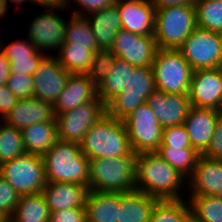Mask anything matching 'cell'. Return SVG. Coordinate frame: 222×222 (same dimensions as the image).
I'll list each match as a JSON object with an SVG mask.
<instances>
[{"label":"cell","instance_id":"6da1fadb","mask_svg":"<svg viewBox=\"0 0 222 222\" xmlns=\"http://www.w3.org/2000/svg\"><path fill=\"white\" fill-rule=\"evenodd\" d=\"M184 184L187 179L156 152L136 155L135 190L158 200H180L186 199Z\"/></svg>","mask_w":222,"mask_h":222},{"label":"cell","instance_id":"7a4b0ae2","mask_svg":"<svg viewBox=\"0 0 222 222\" xmlns=\"http://www.w3.org/2000/svg\"><path fill=\"white\" fill-rule=\"evenodd\" d=\"M80 146L89 160L130 156L133 153L123 120L107 114L93 124Z\"/></svg>","mask_w":222,"mask_h":222},{"label":"cell","instance_id":"3957f363","mask_svg":"<svg viewBox=\"0 0 222 222\" xmlns=\"http://www.w3.org/2000/svg\"><path fill=\"white\" fill-rule=\"evenodd\" d=\"M46 182H68L89 186V159L75 142L57 143L43 156Z\"/></svg>","mask_w":222,"mask_h":222},{"label":"cell","instance_id":"277c9868","mask_svg":"<svg viewBox=\"0 0 222 222\" xmlns=\"http://www.w3.org/2000/svg\"><path fill=\"white\" fill-rule=\"evenodd\" d=\"M136 155L90 159L88 189L119 193L135 190Z\"/></svg>","mask_w":222,"mask_h":222},{"label":"cell","instance_id":"5b68a950","mask_svg":"<svg viewBox=\"0 0 222 222\" xmlns=\"http://www.w3.org/2000/svg\"><path fill=\"white\" fill-rule=\"evenodd\" d=\"M196 28L195 6L156 9L154 38L160 49L178 50Z\"/></svg>","mask_w":222,"mask_h":222},{"label":"cell","instance_id":"8992f818","mask_svg":"<svg viewBox=\"0 0 222 222\" xmlns=\"http://www.w3.org/2000/svg\"><path fill=\"white\" fill-rule=\"evenodd\" d=\"M152 69L156 90L188 95L194 70L179 50L158 48Z\"/></svg>","mask_w":222,"mask_h":222},{"label":"cell","instance_id":"52a82bcc","mask_svg":"<svg viewBox=\"0 0 222 222\" xmlns=\"http://www.w3.org/2000/svg\"><path fill=\"white\" fill-rule=\"evenodd\" d=\"M156 90L152 66L129 68L127 87L106 105V114L123 120L131 112L145 103L147 97Z\"/></svg>","mask_w":222,"mask_h":222},{"label":"cell","instance_id":"ba28073f","mask_svg":"<svg viewBox=\"0 0 222 222\" xmlns=\"http://www.w3.org/2000/svg\"><path fill=\"white\" fill-rule=\"evenodd\" d=\"M0 176L20 195L42 192L46 185L43 158L25 153L0 164Z\"/></svg>","mask_w":222,"mask_h":222},{"label":"cell","instance_id":"9c48e42d","mask_svg":"<svg viewBox=\"0 0 222 222\" xmlns=\"http://www.w3.org/2000/svg\"><path fill=\"white\" fill-rule=\"evenodd\" d=\"M133 153L156 152L163 128L156 114L145 102L123 119Z\"/></svg>","mask_w":222,"mask_h":222},{"label":"cell","instance_id":"30bf717a","mask_svg":"<svg viewBox=\"0 0 222 222\" xmlns=\"http://www.w3.org/2000/svg\"><path fill=\"white\" fill-rule=\"evenodd\" d=\"M194 71L218 68L222 46L218 32L196 28L178 49Z\"/></svg>","mask_w":222,"mask_h":222},{"label":"cell","instance_id":"8fae6325","mask_svg":"<svg viewBox=\"0 0 222 222\" xmlns=\"http://www.w3.org/2000/svg\"><path fill=\"white\" fill-rule=\"evenodd\" d=\"M106 114L105 104L97 97L56 116L58 140L81 143L88 130Z\"/></svg>","mask_w":222,"mask_h":222},{"label":"cell","instance_id":"7c38bea8","mask_svg":"<svg viewBox=\"0 0 222 222\" xmlns=\"http://www.w3.org/2000/svg\"><path fill=\"white\" fill-rule=\"evenodd\" d=\"M45 12L38 14L31 24H28V40L38 51H59L65 41V27L67 21L63 19L58 8L47 7ZM57 9V10H56Z\"/></svg>","mask_w":222,"mask_h":222},{"label":"cell","instance_id":"4fadbf2b","mask_svg":"<svg viewBox=\"0 0 222 222\" xmlns=\"http://www.w3.org/2000/svg\"><path fill=\"white\" fill-rule=\"evenodd\" d=\"M110 50L135 67H148L152 66L158 47L154 35H138L120 29Z\"/></svg>","mask_w":222,"mask_h":222},{"label":"cell","instance_id":"5bb4252c","mask_svg":"<svg viewBox=\"0 0 222 222\" xmlns=\"http://www.w3.org/2000/svg\"><path fill=\"white\" fill-rule=\"evenodd\" d=\"M188 97L193 107L222 111V82L218 68L193 71Z\"/></svg>","mask_w":222,"mask_h":222},{"label":"cell","instance_id":"9a60e30c","mask_svg":"<svg viewBox=\"0 0 222 222\" xmlns=\"http://www.w3.org/2000/svg\"><path fill=\"white\" fill-rule=\"evenodd\" d=\"M70 73L50 53L42 60L33 74V97L54 104L62 92Z\"/></svg>","mask_w":222,"mask_h":222},{"label":"cell","instance_id":"2e32d148","mask_svg":"<svg viewBox=\"0 0 222 222\" xmlns=\"http://www.w3.org/2000/svg\"><path fill=\"white\" fill-rule=\"evenodd\" d=\"M146 103L156 114L163 129L184 124L191 107L188 95L167 94L159 90H154L147 97Z\"/></svg>","mask_w":222,"mask_h":222},{"label":"cell","instance_id":"e0dca14e","mask_svg":"<svg viewBox=\"0 0 222 222\" xmlns=\"http://www.w3.org/2000/svg\"><path fill=\"white\" fill-rule=\"evenodd\" d=\"M187 187L190 195L222 196V160L200 154Z\"/></svg>","mask_w":222,"mask_h":222},{"label":"cell","instance_id":"ac0fdd59","mask_svg":"<svg viewBox=\"0 0 222 222\" xmlns=\"http://www.w3.org/2000/svg\"><path fill=\"white\" fill-rule=\"evenodd\" d=\"M221 112L193 106L189 108L184 126L192 148L199 154H203L209 147Z\"/></svg>","mask_w":222,"mask_h":222},{"label":"cell","instance_id":"d6986e66","mask_svg":"<svg viewBox=\"0 0 222 222\" xmlns=\"http://www.w3.org/2000/svg\"><path fill=\"white\" fill-rule=\"evenodd\" d=\"M97 98V86L86 74L70 73L62 92L53 104L55 116Z\"/></svg>","mask_w":222,"mask_h":222},{"label":"cell","instance_id":"ffe728a7","mask_svg":"<svg viewBox=\"0 0 222 222\" xmlns=\"http://www.w3.org/2000/svg\"><path fill=\"white\" fill-rule=\"evenodd\" d=\"M56 119L53 104L39 98L20 99L10 112L1 120L19 130L31 124L53 121Z\"/></svg>","mask_w":222,"mask_h":222},{"label":"cell","instance_id":"44dd1931","mask_svg":"<svg viewBox=\"0 0 222 222\" xmlns=\"http://www.w3.org/2000/svg\"><path fill=\"white\" fill-rule=\"evenodd\" d=\"M87 186L68 182H46L42 190L49 211L85 207Z\"/></svg>","mask_w":222,"mask_h":222},{"label":"cell","instance_id":"7402d4cb","mask_svg":"<svg viewBox=\"0 0 222 222\" xmlns=\"http://www.w3.org/2000/svg\"><path fill=\"white\" fill-rule=\"evenodd\" d=\"M117 9L121 29L138 35H154L155 8L150 1L143 3L120 2Z\"/></svg>","mask_w":222,"mask_h":222},{"label":"cell","instance_id":"603a6c76","mask_svg":"<svg viewBox=\"0 0 222 222\" xmlns=\"http://www.w3.org/2000/svg\"><path fill=\"white\" fill-rule=\"evenodd\" d=\"M120 193L89 190L85 202L87 222H119Z\"/></svg>","mask_w":222,"mask_h":222},{"label":"cell","instance_id":"cb8c5ba5","mask_svg":"<svg viewBox=\"0 0 222 222\" xmlns=\"http://www.w3.org/2000/svg\"><path fill=\"white\" fill-rule=\"evenodd\" d=\"M85 16L94 33L99 49H110L116 33L121 29L117 2L108 8Z\"/></svg>","mask_w":222,"mask_h":222},{"label":"cell","instance_id":"d4e9b609","mask_svg":"<svg viewBox=\"0 0 222 222\" xmlns=\"http://www.w3.org/2000/svg\"><path fill=\"white\" fill-rule=\"evenodd\" d=\"M158 201L137 190L120 193L119 222H149Z\"/></svg>","mask_w":222,"mask_h":222},{"label":"cell","instance_id":"484cf974","mask_svg":"<svg viewBox=\"0 0 222 222\" xmlns=\"http://www.w3.org/2000/svg\"><path fill=\"white\" fill-rule=\"evenodd\" d=\"M25 152L43 156L58 141L57 121L31 124L22 130Z\"/></svg>","mask_w":222,"mask_h":222},{"label":"cell","instance_id":"4316f807","mask_svg":"<svg viewBox=\"0 0 222 222\" xmlns=\"http://www.w3.org/2000/svg\"><path fill=\"white\" fill-rule=\"evenodd\" d=\"M132 65L125 60L115 58L108 75L97 85V97L106 105L120 94L128 85L129 68Z\"/></svg>","mask_w":222,"mask_h":222},{"label":"cell","instance_id":"83f0119b","mask_svg":"<svg viewBox=\"0 0 222 222\" xmlns=\"http://www.w3.org/2000/svg\"><path fill=\"white\" fill-rule=\"evenodd\" d=\"M9 222H50V211L42 192L20 196Z\"/></svg>","mask_w":222,"mask_h":222},{"label":"cell","instance_id":"f1b7e54d","mask_svg":"<svg viewBox=\"0 0 222 222\" xmlns=\"http://www.w3.org/2000/svg\"><path fill=\"white\" fill-rule=\"evenodd\" d=\"M95 52L85 46H72V43H63L57 51L56 57L69 73L86 74L90 69Z\"/></svg>","mask_w":222,"mask_h":222},{"label":"cell","instance_id":"f546056e","mask_svg":"<svg viewBox=\"0 0 222 222\" xmlns=\"http://www.w3.org/2000/svg\"><path fill=\"white\" fill-rule=\"evenodd\" d=\"M186 196L192 218L198 222H222V196Z\"/></svg>","mask_w":222,"mask_h":222},{"label":"cell","instance_id":"4dcf8cb0","mask_svg":"<svg viewBox=\"0 0 222 222\" xmlns=\"http://www.w3.org/2000/svg\"><path fill=\"white\" fill-rule=\"evenodd\" d=\"M156 153L187 180L192 176L200 154L194 148L159 147Z\"/></svg>","mask_w":222,"mask_h":222},{"label":"cell","instance_id":"1f68e13d","mask_svg":"<svg viewBox=\"0 0 222 222\" xmlns=\"http://www.w3.org/2000/svg\"><path fill=\"white\" fill-rule=\"evenodd\" d=\"M71 15L65 27L64 43H72V46H85L91 51H98L94 33L86 17Z\"/></svg>","mask_w":222,"mask_h":222},{"label":"cell","instance_id":"d6a6232c","mask_svg":"<svg viewBox=\"0 0 222 222\" xmlns=\"http://www.w3.org/2000/svg\"><path fill=\"white\" fill-rule=\"evenodd\" d=\"M191 217L187 199L159 200L149 222H189Z\"/></svg>","mask_w":222,"mask_h":222},{"label":"cell","instance_id":"836d02e7","mask_svg":"<svg viewBox=\"0 0 222 222\" xmlns=\"http://www.w3.org/2000/svg\"><path fill=\"white\" fill-rule=\"evenodd\" d=\"M195 10L198 28L222 31V0H196Z\"/></svg>","mask_w":222,"mask_h":222},{"label":"cell","instance_id":"e575fe53","mask_svg":"<svg viewBox=\"0 0 222 222\" xmlns=\"http://www.w3.org/2000/svg\"><path fill=\"white\" fill-rule=\"evenodd\" d=\"M3 123V124H2ZM0 120V164L25 154L22 131Z\"/></svg>","mask_w":222,"mask_h":222},{"label":"cell","instance_id":"d590c367","mask_svg":"<svg viewBox=\"0 0 222 222\" xmlns=\"http://www.w3.org/2000/svg\"><path fill=\"white\" fill-rule=\"evenodd\" d=\"M115 54L110 49H99L86 75L97 86L110 72L115 61Z\"/></svg>","mask_w":222,"mask_h":222},{"label":"cell","instance_id":"8d00e7d4","mask_svg":"<svg viewBox=\"0 0 222 222\" xmlns=\"http://www.w3.org/2000/svg\"><path fill=\"white\" fill-rule=\"evenodd\" d=\"M5 85L18 98V100L33 97V75L10 73Z\"/></svg>","mask_w":222,"mask_h":222},{"label":"cell","instance_id":"74e56055","mask_svg":"<svg viewBox=\"0 0 222 222\" xmlns=\"http://www.w3.org/2000/svg\"><path fill=\"white\" fill-rule=\"evenodd\" d=\"M160 147L192 148L184 124L164 128Z\"/></svg>","mask_w":222,"mask_h":222},{"label":"cell","instance_id":"f35d334b","mask_svg":"<svg viewBox=\"0 0 222 222\" xmlns=\"http://www.w3.org/2000/svg\"><path fill=\"white\" fill-rule=\"evenodd\" d=\"M20 195L0 176V213L8 220L13 217Z\"/></svg>","mask_w":222,"mask_h":222},{"label":"cell","instance_id":"ab89813d","mask_svg":"<svg viewBox=\"0 0 222 222\" xmlns=\"http://www.w3.org/2000/svg\"><path fill=\"white\" fill-rule=\"evenodd\" d=\"M1 40V39H0ZM0 41V49L3 51L8 61L15 59L31 58L38 50L28 38L23 40H14L13 42L3 46Z\"/></svg>","mask_w":222,"mask_h":222},{"label":"cell","instance_id":"60d3db41","mask_svg":"<svg viewBox=\"0 0 222 222\" xmlns=\"http://www.w3.org/2000/svg\"><path fill=\"white\" fill-rule=\"evenodd\" d=\"M48 55V52L37 51L31 58L15 59V61H9L10 73H20L24 75H33L42 60Z\"/></svg>","mask_w":222,"mask_h":222},{"label":"cell","instance_id":"b9f144b4","mask_svg":"<svg viewBox=\"0 0 222 222\" xmlns=\"http://www.w3.org/2000/svg\"><path fill=\"white\" fill-rule=\"evenodd\" d=\"M71 2H76V5L80 6V10H74L71 14L76 16H88L91 13L98 12L104 8H108L116 3L115 0H70ZM69 0H66L65 10H69L72 3ZM82 9V10H81ZM85 11V12H84ZM88 14H87V13ZM86 13V14H83Z\"/></svg>","mask_w":222,"mask_h":222},{"label":"cell","instance_id":"7bdbcfd3","mask_svg":"<svg viewBox=\"0 0 222 222\" xmlns=\"http://www.w3.org/2000/svg\"><path fill=\"white\" fill-rule=\"evenodd\" d=\"M50 222H87L85 207L52 211Z\"/></svg>","mask_w":222,"mask_h":222},{"label":"cell","instance_id":"ee69618b","mask_svg":"<svg viewBox=\"0 0 222 222\" xmlns=\"http://www.w3.org/2000/svg\"><path fill=\"white\" fill-rule=\"evenodd\" d=\"M202 155L211 159L222 160V112L219 114L211 143Z\"/></svg>","mask_w":222,"mask_h":222},{"label":"cell","instance_id":"f6af8a7d","mask_svg":"<svg viewBox=\"0 0 222 222\" xmlns=\"http://www.w3.org/2000/svg\"><path fill=\"white\" fill-rule=\"evenodd\" d=\"M18 98L6 86H0V119L2 120L16 105Z\"/></svg>","mask_w":222,"mask_h":222},{"label":"cell","instance_id":"bcb514c9","mask_svg":"<svg viewBox=\"0 0 222 222\" xmlns=\"http://www.w3.org/2000/svg\"><path fill=\"white\" fill-rule=\"evenodd\" d=\"M150 2L156 10L177 5L195 6L196 0H151Z\"/></svg>","mask_w":222,"mask_h":222},{"label":"cell","instance_id":"7dc6e473","mask_svg":"<svg viewBox=\"0 0 222 222\" xmlns=\"http://www.w3.org/2000/svg\"><path fill=\"white\" fill-rule=\"evenodd\" d=\"M10 75V63L4 55L3 51L0 49V86L6 84L8 77Z\"/></svg>","mask_w":222,"mask_h":222},{"label":"cell","instance_id":"c3c4849f","mask_svg":"<svg viewBox=\"0 0 222 222\" xmlns=\"http://www.w3.org/2000/svg\"><path fill=\"white\" fill-rule=\"evenodd\" d=\"M33 4L39 5L40 7H55L58 9L65 8L66 0H32Z\"/></svg>","mask_w":222,"mask_h":222},{"label":"cell","instance_id":"681fc988","mask_svg":"<svg viewBox=\"0 0 222 222\" xmlns=\"http://www.w3.org/2000/svg\"><path fill=\"white\" fill-rule=\"evenodd\" d=\"M8 7L5 0H0V17H4L7 13Z\"/></svg>","mask_w":222,"mask_h":222},{"label":"cell","instance_id":"f907efd6","mask_svg":"<svg viewBox=\"0 0 222 222\" xmlns=\"http://www.w3.org/2000/svg\"><path fill=\"white\" fill-rule=\"evenodd\" d=\"M6 1V4H7V7H8V1L9 2H11V3H13V4H22V3H25V2H29V3H32L33 4V2H32V0H5Z\"/></svg>","mask_w":222,"mask_h":222},{"label":"cell","instance_id":"816d5d0a","mask_svg":"<svg viewBox=\"0 0 222 222\" xmlns=\"http://www.w3.org/2000/svg\"><path fill=\"white\" fill-rule=\"evenodd\" d=\"M117 3L120 2H132V3H143V2H148L151 0H115Z\"/></svg>","mask_w":222,"mask_h":222},{"label":"cell","instance_id":"f5cc1de1","mask_svg":"<svg viewBox=\"0 0 222 222\" xmlns=\"http://www.w3.org/2000/svg\"><path fill=\"white\" fill-rule=\"evenodd\" d=\"M0 222H9V220L0 213Z\"/></svg>","mask_w":222,"mask_h":222},{"label":"cell","instance_id":"db71d44e","mask_svg":"<svg viewBox=\"0 0 222 222\" xmlns=\"http://www.w3.org/2000/svg\"><path fill=\"white\" fill-rule=\"evenodd\" d=\"M218 71L222 82V64L218 67Z\"/></svg>","mask_w":222,"mask_h":222},{"label":"cell","instance_id":"11a10c76","mask_svg":"<svg viewBox=\"0 0 222 222\" xmlns=\"http://www.w3.org/2000/svg\"><path fill=\"white\" fill-rule=\"evenodd\" d=\"M220 40H221V46H222V31L219 32Z\"/></svg>","mask_w":222,"mask_h":222},{"label":"cell","instance_id":"9f6ffc18","mask_svg":"<svg viewBox=\"0 0 222 222\" xmlns=\"http://www.w3.org/2000/svg\"><path fill=\"white\" fill-rule=\"evenodd\" d=\"M189 222H198V221L191 217Z\"/></svg>","mask_w":222,"mask_h":222}]
</instances>
